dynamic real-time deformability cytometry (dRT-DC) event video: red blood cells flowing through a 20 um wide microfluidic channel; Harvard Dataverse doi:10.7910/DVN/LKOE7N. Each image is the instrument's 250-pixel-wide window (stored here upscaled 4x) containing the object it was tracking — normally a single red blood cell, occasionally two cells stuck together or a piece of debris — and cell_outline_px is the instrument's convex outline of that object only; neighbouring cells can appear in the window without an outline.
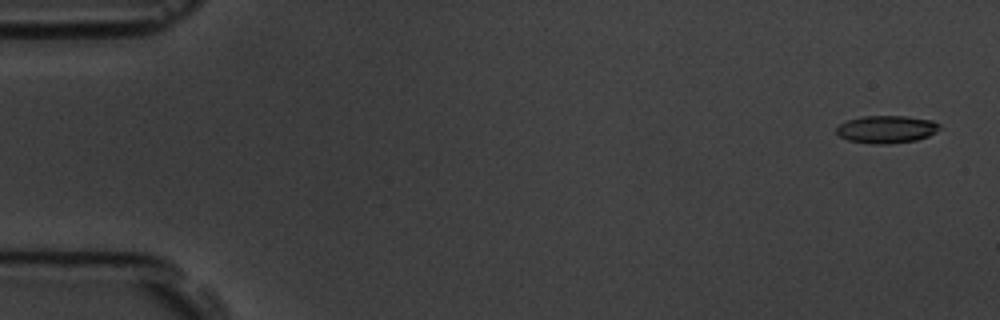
{"species": "common noctule bat (a hibernating species)", "species_latin": "Nyctalus noctula", "temperature_condition": "room temperature", "stored_images_in_passage": 5, "camera_frame_rate_fps": 3000, "um_per_image_px": 0.085, "animal": {"sex": "male", "body_mass_g": 19.5, "forearm_length_mm": 54.6}, "frame": {"image": 1, "passage_image": 1, "time_ms": 0.0, "image_size_px": [1000, 320], "cell_outline_px": [[940, 128], [936, 132], [928, 136], [916, 140], [888, 144], [872, 144], [848, 140], [840, 136], [836, 132], [836, 128], [840, 124], [848, 120], [864, 116], [908, 116], [932, 120], [940, 124]], "centroid_in_image_um": [75.37, 10.99], "position_along_channel_um": 9.6, "area_um2": 16.59}}
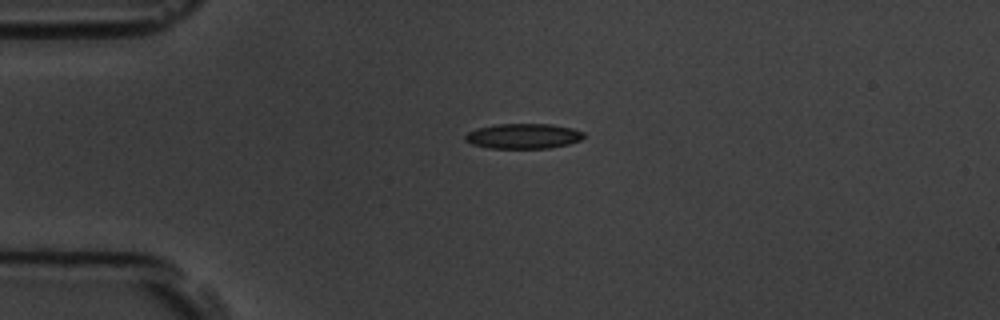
{"frame": {"image": 2, "passage_image": 4, "time_ms": 3.667, "image_size_px": [1000, 320], "cell_outline_px": [[584, 136], [580, 140], [568, 144], [552, 148], [488, 148], [472, 144], [464, 140], [464, 136], [468, 132], [476, 128], [496, 124], [552, 124], [572, 128], [584, 132]], "centroid_in_image_um": [44.47, 11.57], "position_along_channel_um": 40.5, "area_um2": 17.46}}